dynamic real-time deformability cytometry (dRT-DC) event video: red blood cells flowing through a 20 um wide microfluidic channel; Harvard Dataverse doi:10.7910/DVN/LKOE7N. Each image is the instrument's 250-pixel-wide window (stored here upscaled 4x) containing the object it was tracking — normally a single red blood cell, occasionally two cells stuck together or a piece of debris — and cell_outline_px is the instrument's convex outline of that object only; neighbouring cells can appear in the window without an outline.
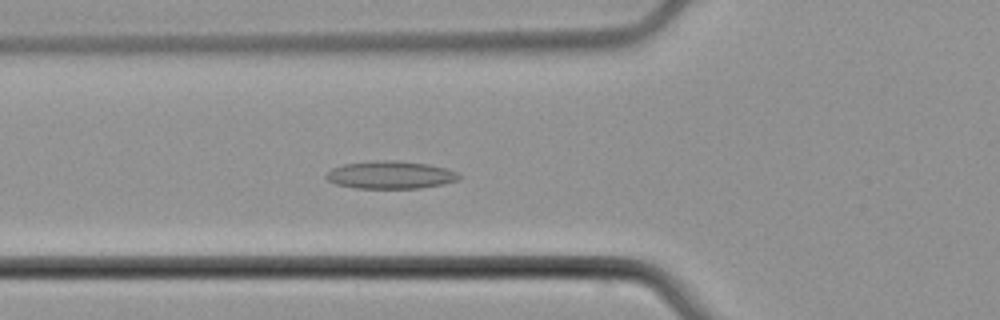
{"species": "common noctule bat (a hibernating species)", "species_latin": "Nyctalus noctula", "temperature_condition": "cold", "stored_images_in_passage": 56, "camera_frame_rate_fps": 3000, "um_per_image_px": 0.085, "animal": {"sex": "male", "body_mass_g": 21.5, "forearm_length_mm": 52.0}, "frame": {"image": 1, "passage_image": 21, "time_ms": 6.667, "image_size_px": [1000, 320], "cell_outline_px": [[460, 180], [444, 184], [420, 188], [356, 188], [336, 184], [328, 180], [324, 176], [332, 168], [344, 164], [376, 160], [396, 160], [428, 164], [444, 168], [456, 172], [460, 176]], "centroid_in_image_um": [33.19, 14.86], "position_along_channel_um": 92.6, "area_um2": 21.44}}
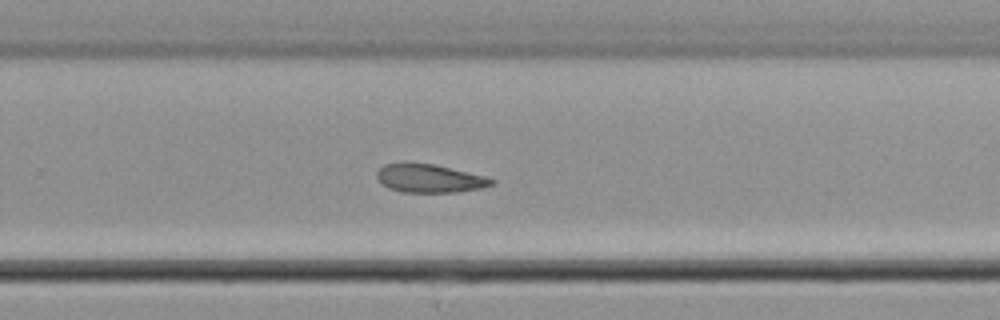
{"frame": {"image": 2, "passage_image": 37, "time_ms": 12.0, "image_size_px": [1000, 320], "cell_outline_px": [[496, 184], [484, 188], [456, 192], [400, 192], [388, 188], [376, 176], [376, 172], [384, 164], [432, 164], [484, 176], [496, 180]], "centroid_in_image_um": [36.56, 15.19], "position_along_channel_um": 293.2, "area_um2": 18.61}}
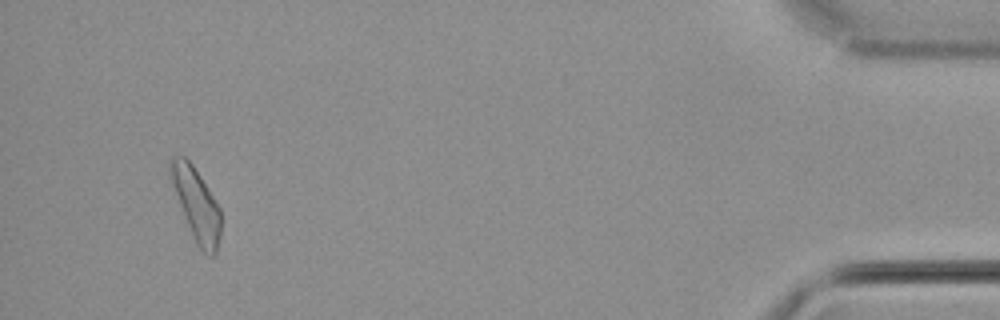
{"frame": {"image": 3, "passage_image": 53, "time_ms": 17.333, "image_size_px": [1000, 320], "cell_outline_px": [[220, 236], [216, 252], [212, 256], [204, 252], [196, 244], [180, 204], [172, 180], [168, 164], [168, 160], [172, 156], [184, 156], [192, 164], [200, 176], [220, 208]], "centroid_in_image_um": [16.7, 17.35], "position_along_channel_um": 418.5, "area_um2": 20.46}}